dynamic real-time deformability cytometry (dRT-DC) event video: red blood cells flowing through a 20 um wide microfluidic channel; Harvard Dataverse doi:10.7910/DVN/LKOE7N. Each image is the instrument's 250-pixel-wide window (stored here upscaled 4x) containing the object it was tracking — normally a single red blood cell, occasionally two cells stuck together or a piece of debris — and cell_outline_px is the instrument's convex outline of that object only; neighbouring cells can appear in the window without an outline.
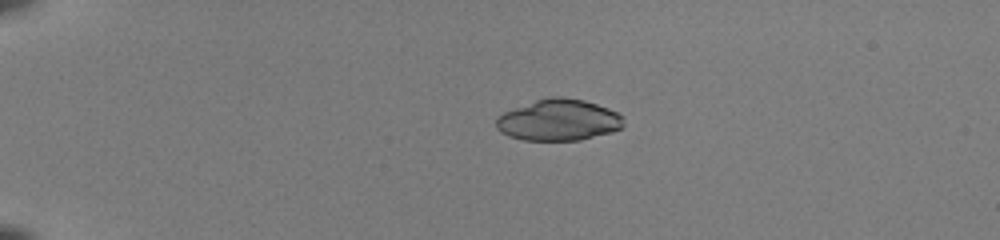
{"species": "common noctule bat (a hibernating species)", "species_latin": "Nyctalus noctula", "temperature_condition": "room temperature", "stored_images_in_passage": 40, "camera_frame_rate_fps": 3000, "um_per_image_px": 0.085, "animal": {"sex": "female", "body_mass_g": 22.0, "forearm_length_mm": 56.7}, "frame": {"image": 1, "passage_image": 1, "time_ms": 0.0, "image_size_px": [1000, 240], "cell_outline_px": [[624, 124], [620, 128], [612, 132], [580, 140], [524, 140], [508, 136], [500, 132], [496, 128], [496, 116], [504, 112], [536, 100], [552, 96], [564, 96], [584, 100], [608, 108], [624, 116]], "centroid_in_image_um": [47.48, 10.2], "position_along_channel_um": 37.5, "area_um2": 30.81}}